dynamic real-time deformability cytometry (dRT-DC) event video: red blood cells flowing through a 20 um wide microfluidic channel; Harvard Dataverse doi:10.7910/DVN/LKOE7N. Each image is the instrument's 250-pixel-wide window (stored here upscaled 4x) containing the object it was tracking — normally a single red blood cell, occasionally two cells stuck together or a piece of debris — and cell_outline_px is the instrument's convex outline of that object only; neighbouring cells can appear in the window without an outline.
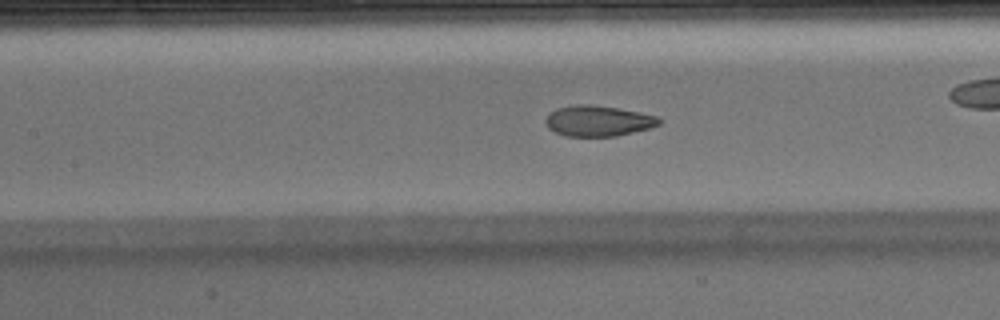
{"species": "Egyptian fruit bat (a non-hibernating species)", "species_latin": "Rousettus aegyptiacus", "temperature_condition": "warm", "stored_images_in_passage": 51, "camera_frame_rate_fps": 3000, "um_per_image_px": 0.085, "animal": {"sex": "male"}, "frame": {"image": 1, "passage_image": 22, "time_ms": 7.0, "image_size_px": [1000, 320], "cell_outline_px": [[660, 124], [652, 128], [616, 136], [564, 136], [548, 128], [544, 120], [548, 112], [556, 108], [576, 104], [592, 104], [640, 112], [656, 116], [660, 120]], "centroid_in_image_um": [50.81, 10.27], "position_along_channel_um": 156.6, "area_um2": 20.46}, "authors_computed_cell_mechanics": {"area_um2": 20.808, "velocity_mm_per_s": 3.9716, "shape_relaxation_time_tau1_ms": 8.4067, "shape_relaxation_time_tau2_ms": 1.0721, "deformation_change_tau1": 0.2661, "deformation_change_tau2": 0.0721}}